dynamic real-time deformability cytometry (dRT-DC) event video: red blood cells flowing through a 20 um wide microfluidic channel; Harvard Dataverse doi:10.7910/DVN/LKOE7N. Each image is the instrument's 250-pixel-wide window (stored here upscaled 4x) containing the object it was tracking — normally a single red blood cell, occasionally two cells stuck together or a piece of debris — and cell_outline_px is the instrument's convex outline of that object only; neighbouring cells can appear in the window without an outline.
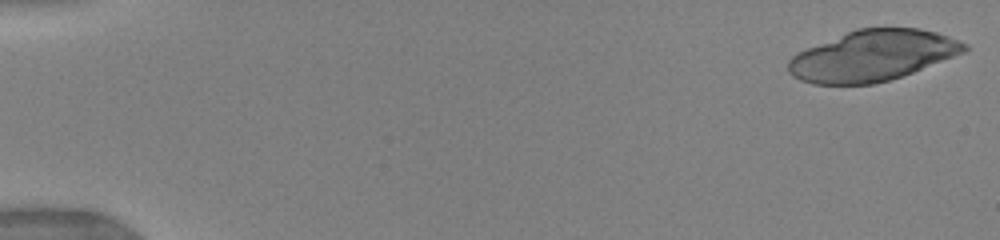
{"species": "human", "species_latin": "Homo sapiens", "temperature_condition": "warm", "stored_images_in_passage": 16, "camera_frame_rate_fps": 3000, "um_per_image_px": 0.085, "donor": {"sex": "female"}, "frame": {"image": 1, "passage_image": 1, "time_ms": 0.0, "image_size_px": [1000, 240], "cell_outline_px": [[968, 52], [912, 72], [888, 80], [872, 84], [812, 84], [800, 80], [792, 76], [788, 72], [788, 60], [796, 52], [856, 28], [920, 28], [936, 32], [948, 36], [968, 44]], "centroid_in_image_um": [74.17, 4.73], "position_along_channel_um": 10.8, "area_um2": 52.19}}
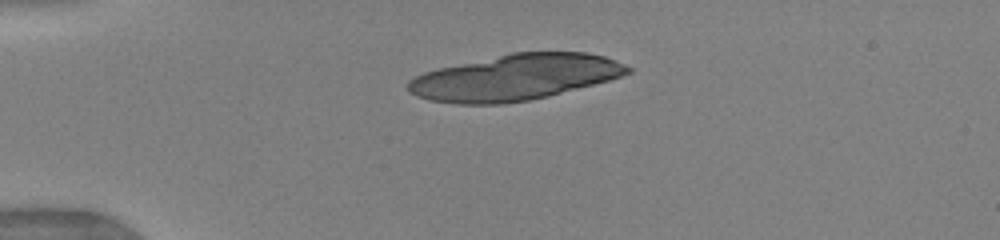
{"frame": {"image": 2, "passage_image": 10, "time_ms": 3.667, "image_size_px": [1000, 240], "cell_outline_px": [[632, 72], [608, 80], [548, 96], [528, 100], [504, 104], [456, 104], [428, 100], [416, 96], [408, 92], [408, 80], [424, 72], [436, 68], [512, 52], [584, 52], [604, 56], [616, 60], [632, 68]], "centroid_in_image_um": [43.74, 6.57], "position_along_channel_um": 41.3, "area_um2": 58.72}}